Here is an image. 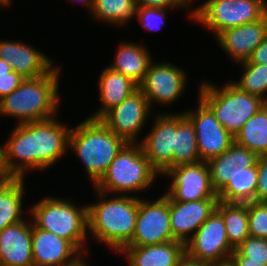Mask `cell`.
Instances as JSON below:
<instances>
[{
  "mask_svg": "<svg viewBox=\"0 0 267 266\" xmlns=\"http://www.w3.org/2000/svg\"><path fill=\"white\" fill-rule=\"evenodd\" d=\"M0 58L5 60L17 74L25 79L37 78L48 74L55 62L46 54L15 40H0ZM54 65V66H53Z\"/></svg>",
  "mask_w": 267,
  "mask_h": 266,
  "instance_id": "cell-18",
  "label": "cell"
},
{
  "mask_svg": "<svg viewBox=\"0 0 267 266\" xmlns=\"http://www.w3.org/2000/svg\"><path fill=\"white\" fill-rule=\"evenodd\" d=\"M170 9L155 7H138L136 16L144 30L158 31L166 23V12Z\"/></svg>",
  "mask_w": 267,
  "mask_h": 266,
  "instance_id": "cell-34",
  "label": "cell"
},
{
  "mask_svg": "<svg viewBox=\"0 0 267 266\" xmlns=\"http://www.w3.org/2000/svg\"><path fill=\"white\" fill-rule=\"evenodd\" d=\"M258 179L257 161L247 171L234 178L217 193L219 201L248 203L255 201Z\"/></svg>",
  "mask_w": 267,
  "mask_h": 266,
  "instance_id": "cell-29",
  "label": "cell"
},
{
  "mask_svg": "<svg viewBox=\"0 0 267 266\" xmlns=\"http://www.w3.org/2000/svg\"><path fill=\"white\" fill-rule=\"evenodd\" d=\"M151 111L147 98L138 88L119 105L107 111L100 120L127 143H140L138 138L149 121Z\"/></svg>",
  "mask_w": 267,
  "mask_h": 266,
  "instance_id": "cell-13",
  "label": "cell"
},
{
  "mask_svg": "<svg viewBox=\"0 0 267 266\" xmlns=\"http://www.w3.org/2000/svg\"><path fill=\"white\" fill-rule=\"evenodd\" d=\"M185 8H186V10H187V13L189 14V18L191 19V13H192V3L194 4V0H178ZM192 2V3H191ZM191 3V4H190ZM188 8H189V10H191V11H188Z\"/></svg>",
  "mask_w": 267,
  "mask_h": 266,
  "instance_id": "cell-44",
  "label": "cell"
},
{
  "mask_svg": "<svg viewBox=\"0 0 267 266\" xmlns=\"http://www.w3.org/2000/svg\"><path fill=\"white\" fill-rule=\"evenodd\" d=\"M95 192L98 200L87 204L89 234L118 254L132 240L139 197L114 195L109 199L107 194Z\"/></svg>",
  "mask_w": 267,
  "mask_h": 266,
  "instance_id": "cell-2",
  "label": "cell"
},
{
  "mask_svg": "<svg viewBox=\"0 0 267 266\" xmlns=\"http://www.w3.org/2000/svg\"><path fill=\"white\" fill-rule=\"evenodd\" d=\"M170 181L165 192L173 201L190 202L203 199H218L211 184L210 169L207 162L179 165L170 168L164 175Z\"/></svg>",
  "mask_w": 267,
  "mask_h": 266,
  "instance_id": "cell-12",
  "label": "cell"
},
{
  "mask_svg": "<svg viewBox=\"0 0 267 266\" xmlns=\"http://www.w3.org/2000/svg\"><path fill=\"white\" fill-rule=\"evenodd\" d=\"M159 176L143 153L141 144L127 143L94 188L107 195L130 196L133 192L147 191Z\"/></svg>",
  "mask_w": 267,
  "mask_h": 266,
  "instance_id": "cell-6",
  "label": "cell"
},
{
  "mask_svg": "<svg viewBox=\"0 0 267 266\" xmlns=\"http://www.w3.org/2000/svg\"><path fill=\"white\" fill-rule=\"evenodd\" d=\"M234 142L248 148L257 156L267 154V106L261 109L242 126Z\"/></svg>",
  "mask_w": 267,
  "mask_h": 266,
  "instance_id": "cell-28",
  "label": "cell"
},
{
  "mask_svg": "<svg viewBox=\"0 0 267 266\" xmlns=\"http://www.w3.org/2000/svg\"><path fill=\"white\" fill-rule=\"evenodd\" d=\"M127 142L118 137L100 119L87 118L72 127L69 148L85 167L95 185Z\"/></svg>",
  "mask_w": 267,
  "mask_h": 266,
  "instance_id": "cell-4",
  "label": "cell"
},
{
  "mask_svg": "<svg viewBox=\"0 0 267 266\" xmlns=\"http://www.w3.org/2000/svg\"><path fill=\"white\" fill-rule=\"evenodd\" d=\"M170 205V224L173 238L184 245L217 207L218 199H203L190 202L173 201L163 194Z\"/></svg>",
  "mask_w": 267,
  "mask_h": 266,
  "instance_id": "cell-16",
  "label": "cell"
},
{
  "mask_svg": "<svg viewBox=\"0 0 267 266\" xmlns=\"http://www.w3.org/2000/svg\"><path fill=\"white\" fill-rule=\"evenodd\" d=\"M198 99L195 109L182 112L194 126L200 161L208 162L225 152L234 143V136L220 124L212 110Z\"/></svg>",
  "mask_w": 267,
  "mask_h": 266,
  "instance_id": "cell-14",
  "label": "cell"
},
{
  "mask_svg": "<svg viewBox=\"0 0 267 266\" xmlns=\"http://www.w3.org/2000/svg\"><path fill=\"white\" fill-rule=\"evenodd\" d=\"M32 254L33 266H60L81 253L68 240L32 224Z\"/></svg>",
  "mask_w": 267,
  "mask_h": 266,
  "instance_id": "cell-20",
  "label": "cell"
},
{
  "mask_svg": "<svg viewBox=\"0 0 267 266\" xmlns=\"http://www.w3.org/2000/svg\"><path fill=\"white\" fill-rule=\"evenodd\" d=\"M258 179L255 202L267 203V154L258 156Z\"/></svg>",
  "mask_w": 267,
  "mask_h": 266,
  "instance_id": "cell-35",
  "label": "cell"
},
{
  "mask_svg": "<svg viewBox=\"0 0 267 266\" xmlns=\"http://www.w3.org/2000/svg\"><path fill=\"white\" fill-rule=\"evenodd\" d=\"M240 80L231 82L240 90L261 97L267 101V64H255L244 61Z\"/></svg>",
  "mask_w": 267,
  "mask_h": 266,
  "instance_id": "cell-31",
  "label": "cell"
},
{
  "mask_svg": "<svg viewBox=\"0 0 267 266\" xmlns=\"http://www.w3.org/2000/svg\"><path fill=\"white\" fill-rule=\"evenodd\" d=\"M198 162H200V156L194 126L184 112L176 113L173 167Z\"/></svg>",
  "mask_w": 267,
  "mask_h": 266,
  "instance_id": "cell-26",
  "label": "cell"
},
{
  "mask_svg": "<svg viewBox=\"0 0 267 266\" xmlns=\"http://www.w3.org/2000/svg\"><path fill=\"white\" fill-rule=\"evenodd\" d=\"M11 71V66L5 60L0 58V77L10 76Z\"/></svg>",
  "mask_w": 267,
  "mask_h": 266,
  "instance_id": "cell-41",
  "label": "cell"
},
{
  "mask_svg": "<svg viewBox=\"0 0 267 266\" xmlns=\"http://www.w3.org/2000/svg\"><path fill=\"white\" fill-rule=\"evenodd\" d=\"M176 241L170 224V205L162 195L155 201L139 197L138 213L132 240L126 246L160 245Z\"/></svg>",
  "mask_w": 267,
  "mask_h": 266,
  "instance_id": "cell-9",
  "label": "cell"
},
{
  "mask_svg": "<svg viewBox=\"0 0 267 266\" xmlns=\"http://www.w3.org/2000/svg\"><path fill=\"white\" fill-rule=\"evenodd\" d=\"M0 266H33L32 221L25 219L0 232Z\"/></svg>",
  "mask_w": 267,
  "mask_h": 266,
  "instance_id": "cell-19",
  "label": "cell"
},
{
  "mask_svg": "<svg viewBox=\"0 0 267 266\" xmlns=\"http://www.w3.org/2000/svg\"><path fill=\"white\" fill-rule=\"evenodd\" d=\"M119 254H124L128 266H177L185 254V245L170 241L160 245L125 246Z\"/></svg>",
  "mask_w": 267,
  "mask_h": 266,
  "instance_id": "cell-22",
  "label": "cell"
},
{
  "mask_svg": "<svg viewBox=\"0 0 267 266\" xmlns=\"http://www.w3.org/2000/svg\"><path fill=\"white\" fill-rule=\"evenodd\" d=\"M248 227L250 236L267 239V203L248 202Z\"/></svg>",
  "mask_w": 267,
  "mask_h": 266,
  "instance_id": "cell-33",
  "label": "cell"
},
{
  "mask_svg": "<svg viewBox=\"0 0 267 266\" xmlns=\"http://www.w3.org/2000/svg\"><path fill=\"white\" fill-rule=\"evenodd\" d=\"M11 178L12 177L8 174L7 167L5 164L4 145H0V181H5Z\"/></svg>",
  "mask_w": 267,
  "mask_h": 266,
  "instance_id": "cell-40",
  "label": "cell"
},
{
  "mask_svg": "<svg viewBox=\"0 0 267 266\" xmlns=\"http://www.w3.org/2000/svg\"><path fill=\"white\" fill-rule=\"evenodd\" d=\"M57 118L13 128L4 143L5 164L12 178L25 179L29 170L46 171L67 154L72 127Z\"/></svg>",
  "mask_w": 267,
  "mask_h": 266,
  "instance_id": "cell-1",
  "label": "cell"
},
{
  "mask_svg": "<svg viewBox=\"0 0 267 266\" xmlns=\"http://www.w3.org/2000/svg\"><path fill=\"white\" fill-rule=\"evenodd\" d=\"M234 248L227 239L221 213L215 209L185 244V253L193 259L211 264L231 260Z\"/></svg>",
  "mask_w": 267,
  "mask_h": 266,
  "instance_id": "cell-10",
  "label": "cell"
},
{
  "mask_svg": "<svg viewBox=\"0 0 267 266\" xmlns=\"http://www.w3.org/2000/svg\"><path fill=\"white\" fill-rule=\"evenodd\" d=\"M61 67L46 75L24 79L12 93L0 100V116L17 119L16 124L44 121L57 116L60 105Z\"/></svg>",
  "mask_w": 267,
  "mask_h": 266,
  "instance_id": "cell-3",
  "label": "cell"
},
{
  "mask_svg": "<svg viewBox=\"0 0 267 266\" xmlns=\"http://www.w3.org/2000/svg\"><path fill=\"white\" fill-rule=\"evenodd\" d=\"M177 266H213V264L193 259L185 253L180 258Z\"/></svg>",
  "mask_w": 267,
  "mask_h": 266,
  "instance_id": "cell-39",
  "label": "cell"
},
{
  "mask_svg": "<svg viewBox=\"0 0 267 266\" xmlns=\"http://www.w3.org/2000/svg\"><path fill=\"white\" fill-rule=\"evenodd\" d=\"M257 159L254 152L235 142L221 155L210 159L207 163L214 190L218 193L230 179L247 171Z\"/></svg>",
  "mask_w": 267,
  "mask_h": 266,
  "instance_id": "cell-21",
  "label": "cell"
},
{
  "mask_svg": "<svg viewBox=\"0 0 267 266\" xmlns=\"http://www.w3.org/2000/svg\"><path fill=\"white\" fill-rule=\"evenodd\" d=\"M152 122L151 130L140 140V144L151 167L163 176L170 168H173L176 112L158 113Z\"/></svg>",
  "mask_w": 267,
  "mask_h": 266,
  "instance_id": "cell-15",
  "label": "cell"
},
{
  "mask_svg": "<svg viewBox=\"0 0 267 266\" xmlns=\"http://www.w3.org/2000/svg\"><path fill=\"white\" fill-rule=\"evenodd\" d=\"M24 180L11 178L0 181V232L25 219L22 209L26 189Z\"/></svg>",
  "mask_w": 267,
  "mask_h": 266,
  "instance_id": "cell-25",
  "label": "cell"
},
{
  "mask_svg": "<svg viewBox=\"0 0 267 266\" xmlns=\"http://www.w3.org/2000/svg\"><path fill=\"white\" fill-rule=\"evenodd\" d=\"M24 79L13 70L10 72V76L0 77V100L17 89Z\"/></svg>",
  "mask_w": 267,
  "mask_h": 266,
  "instance_id": "cell-36",
  "label": "cell"
},
{
  "mask_svg": "<svg viewBox=\"0 0 267 266\" xmlns=\"http://www.w3.org/2000/svg\"><path fill=\"white\" fill-rule=\"evenodd\" d=\"M230 261L263 262L267 266V239L249 236L234 249Z\"/></svg>",
  "mask_w": 267,
  "mask_h": 266,
  "instance_id": "cell-32",
  "label": "cell"
},
{
  "mask_svg": "<svg viewBox=\"0 0 267 266\" xmlns=\"http://www.w3.org/2000/svg\"><path fill=\"white\" fill-rule=\"evenodd\" d=\"M187 77V71L181 67L166 61L162 63L152 61L144 80L138 87L147 98L151 109L156 104L170 106L184 94L188 83Z\"/></svg>",
  "mask_w": 267,
  "mask_h": 266,
  "instance_id": "cell-11",
  "label": "cell"
},
{
  "mask_svg": "<svg viewBox=\"0 0 267 266\" xmlns=\"http://www.w3.org/2000/svg\"><path fill=\"white\" fill-rule=\"evenodd\" d=\"M235 266H265L263 262L255 261H231Z\"/></svg>",
  "mask_w": 267,
  "mask_h": 266,
  "instance_id": "cell-42",
  "label": "cell"
},
{
  "mask_svg": "<svg viewBox=\"0 0 267 266\" xmlns=\"http://www.w3.org/2000/svg\"><path fill=\"white\" fill-rule=\"evenodd\" d=\"M198 86V98L212 110L220 124L234 137L245 122L265 105L264 99L240 90L231 81L222 87L211 81H201Z\"/></svg>",
  "mask_w": 267,
  "mask_h": 266,
  "instance_id": "cell-7",
  "label": "cell"
},
{
  "mask_svg": "<svg viewBox=\"0 0 267 266\" xmlns=\"http://www.w3.org/2000/svg\"><path fill=\"white\" fill-rule=\"evenodd\" d=\"M267 36V14L258 21L236 26L219 33L215 39L235 64L247 61Z\"/></svg>",
  "mask_w": 267,
  "mask_h": 266,
  "instance_id": "cell-17",
  "label": "cell"
},
{
  "mask_svg": "<svg viewBox=\"0 0 267 266\" xmlns=\"http://www.w3.org/2000/svg\"><path fill=\"white\" fill-rule=\"evenodd\" d=\"M267 14V0H207L192 8L191 19L215 37L224 30L252 23Z\"/></svg>",
  "mask_w": 267,
  "mask_h": 266,
  "instance_id": "cell-8",
  "label": "cell"
},
{
  "mask_svg": "<svg viewBox=\"0 0 267 266\" xmlns=\"http://www.w3.org/2000/svg\"><path fill=\"white\" fill-rule=\"evenodd\" d=\"M84 205L78 207L68 199L47 196L32 205L28 213L33 216L31 221L34 226L68 240L87 256L88 206Z\"/></svg>",
  "mask_w": 267,
  "mask_h": 266,
  "instance_id": "cell-5",
  "label": "cell"
},
{
  "mask_svg": "<svg viewBox=\"0 0 267 266\" xmlns=\"http://www.w3.org/2000/svg\"><path fill=\"white\" fill-rule=\"evenodd\" d=\"M137 8L136 0H95L89 15L101 23L120 27L136 17Z\"/></svg>",
  "mask_w": 267,
  "mask_h": 266,
  "instance_id": "cell-30",
  "label": "cell"
},
{
  "mask_svg": "<svg viewBox=\"0 0 267 266\" xmlns=\"http://www.w3.org/2000/svg\"><path fill=\"white\" fill-rule=\"evenodd\" d=\"M68 1H71V0H68ZM78 1H80L79 4H81L82 7L83 6H85V8L87 7L86 9H88L89 12L92 11L93 6L95 4V0H78Z\"/></svg>",
  "mask_w": 267,
  "mask_h": 266,
  "instance_id": "cell-43",
  "label": "cell"
},
{
  "mask_svg": "<svg viewBox=\"0 0 267 266\" xmlns=\"http://www.w3.org/2000/svg\"><path fill=\"white\" fill-rule=\"evenodd\" d=\"M138 7H155L165 9H186L178 0H136Z\"/></svg>",
  "mask_w": 267,
  "mask_h": 266,
  "instance_id": "cell-37",
  "label": "cell"
},
{
  "mask_svg": "<svg viewBox=\"0 0 267 266\" xmlns=\"http://www.w3.org/2000/svg\"><path fill=\"white\" fill-rule=\"evenodd\" d=\"M216 209L221 213L227 239L235 249L250 236L248 227V203L218 201Z\"/></svg>",
  "mask_w": 267,
  "mask_h": 266,
  "instance_id": "cell-27",
  "label": "cell"
},
{
  "mask_svg": "<svg viewBox=\"0 0 267 266\" xmlns=\"http://www.w3.org/2000/svg\"><path fill=\"white\" fill-rule=\"evenodd\" d=\"M116 51L114 62L108 67L122 73L139 86L153 60L151 53L141 43L126 41L120 43Z\"/></svg>",
  "mask_w": 267,
  "mask_h": 266,
  "instance_id": "cell-24",
  "label": "cell"
},
{
  "mask_svg": "<svg viewBox=\"0 0 267 266\" xmlns=\"http://www.w3.org/2000/svg\"><path fill=\"white\" fill-rule=\"evenodd\" d=\"M249 63L255 64H267V36L265 39L256 47L254 52L247 60Z\"/></svg>",
  "mask_w": 267,
  "mask_h": 266,
  "instance_id": "cell-38",
  "label": "cell"
},
{
  "mask_svg": "<svg viewBox=\"0 0 267 266\" xmlns=\"http://www.w3.org/2000/svg\"><path fill=\"white\" fill-rule=\"evenodd\" d=\"M97 86L102 106L94 114L89 115L92 119H100L107 111L119 105L139 88L131 79L108 66L102 69Z\"/></svg>",
  "mask_w": 267,
  "mask_h": 266,
  "instance_id": "cell-23",
  "label": "cell"
},
{
  "mask_svg": "<svg viewBox=\"0 0 267 266\" xmlns=\"http://www.w3.org/2000/svg\"><path fill=\"white\" fill-rule=\"evenodd\" d=\"M213 266H235V265L231 261H227L223 263L213 264Z\"/></svg>",
  "mask_w": 267,
  "mask_h": 266,
  "instance_id": "cell-46",
  "label": "cell"
},
{
  "mask_svg": "<svg viewBox=\"0 0 267 266\" xmlns=\"http://www.w3.org/2000/svg\"><path fill=\"white\" fill-rule=\"evenodd\" d=\"M12 2H13L12 0H0V7L1 8L5 7V6L10 7L9 5H11Z\"/></svg>",
  "mask_w": 267,
  "mask_h": 266,
  "instance_id": "cell-45",
  "label": "cell"
}]
</instances>
